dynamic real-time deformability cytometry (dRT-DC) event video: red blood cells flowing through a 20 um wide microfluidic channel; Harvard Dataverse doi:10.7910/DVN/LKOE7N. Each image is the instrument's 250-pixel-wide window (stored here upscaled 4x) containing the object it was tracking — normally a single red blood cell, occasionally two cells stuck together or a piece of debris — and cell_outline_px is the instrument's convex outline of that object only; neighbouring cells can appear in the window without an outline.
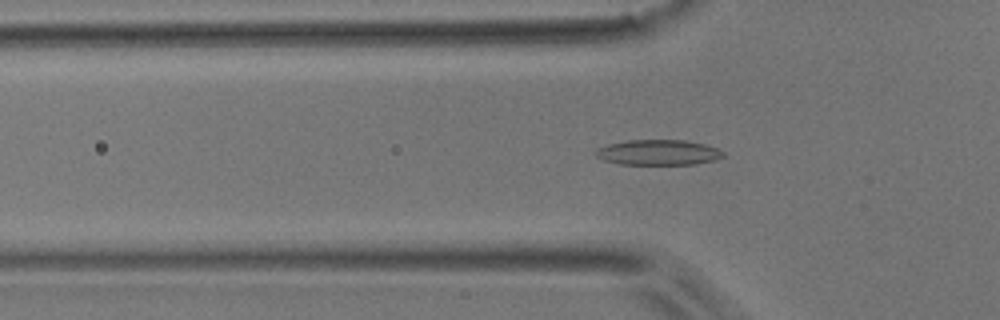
{"species": "common noctule bat (a hibernating species)", "species_latin": "Nyctalus noctula", "temperature_condition": "room temperature", "stored_images_in_passage": 45, "camera_frame_rate_fps": 3000, "um_per_image_px": 0.085, "animal": {"sex": "male", "body_mass_g": 17.9}, "frame": {"image": 1, "passage_image": 11, "time_ms": 3.333, "image_size_px": [1000, 320], "cell_outline_px": [[724, 156], [716, 160], [696, 164], [620, 164], [604, 160], [596, 156], [596, 148], [608, 144], [628, 140], [684, 140], [704, 144], [716, 148], [724, 152]], "centroid_in_image_um": [55.96, 12.95], "position_along_channel_um": 69.8, "area_um2": 18.79}}
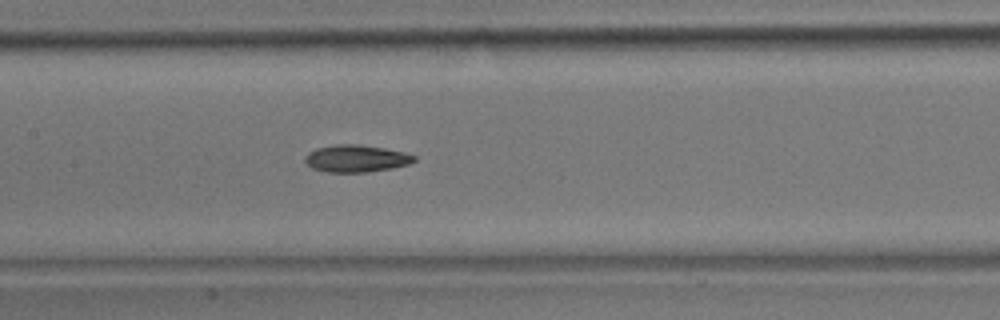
{"frame": {"image": 2, "passage_image": 19, "time_ms": 6.0, "image_size_px": [1000, 320], "cell_outline_px": [[416, 160], [408, 164], [392, 168], [368, 172], [328, 172], [312, 168], [304, 160], [304, 156], [308, 152], [316, 148], [336, 144], [360, 144], [384, 148], [404, 152], [416, 156]], "centroid_in_image_um": [30.26, 13.46], "position_along_channel_um": 177.1, "area_um2": 17.34}}
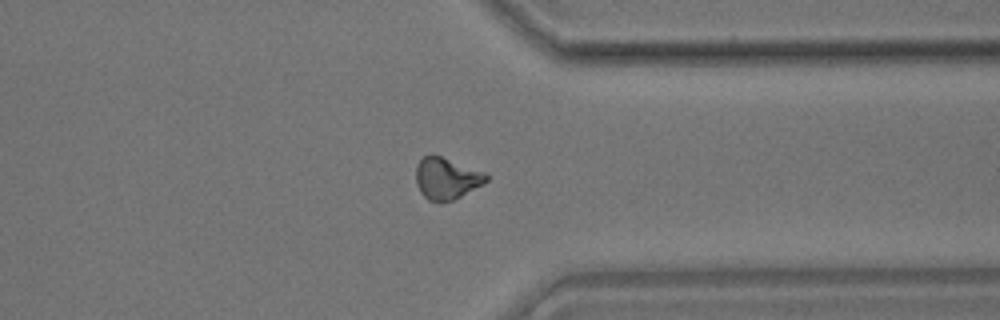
{"frame": {"image": 3, "passage_image": 34, "time_ms": 11.0, "image_size_px": [1000, 320], "cell_outline_px": [[488, 180], [484, 184], [452, 200], [440, 204], [428, 200], [420, 192], [416, 184], [416, 164], [424, 156], [432, 152], [488, 172]], "centroid_in_image_um": [37.97, 15.14], "position_along_channel_um": 373.4, "area_um2": 17.74}, "authors_computed_cell_mechanics": {"area_um2": 16.9932, "velocity_mm_per_s": 3.9899, "shape_relaxation_time_tau1_ms": 7.5524, "shape_relaxation_time_tau2_ms": 5.3802, "deformation_change_tau1": 0.1684, "deformation_change_tau2": 0.1327}}